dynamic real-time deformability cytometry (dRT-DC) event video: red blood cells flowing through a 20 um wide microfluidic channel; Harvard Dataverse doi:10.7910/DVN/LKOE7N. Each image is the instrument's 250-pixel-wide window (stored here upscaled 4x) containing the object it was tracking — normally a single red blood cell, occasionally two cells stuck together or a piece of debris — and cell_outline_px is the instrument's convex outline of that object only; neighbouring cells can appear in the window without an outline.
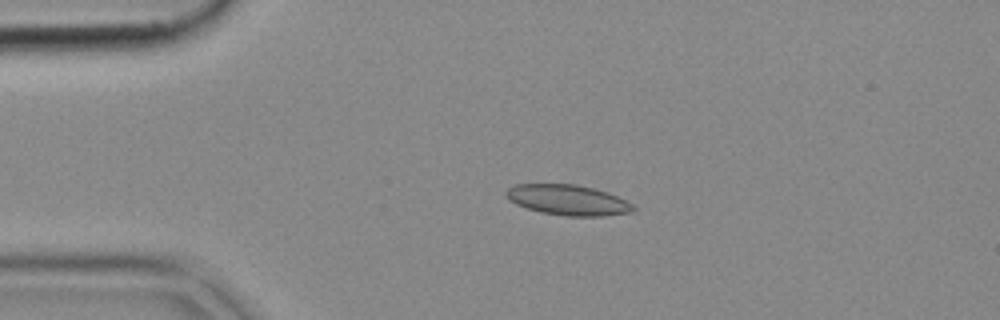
{"species": "common noctule bat (a hibernating species)", "species_latin": "Nyctalus noctula", "temperature_condition": "cold", "stored_images_in_passage": 52, "camera_frame_rate_fps": 3000, "um_per_image_px": 0.085, "animal": {"sex": "female", "body_mass_g": 18.4}, "frame": {"image": 1, "passage_image": 11, "time_ms": 3.333, "image_size_px": [1000, 320], "cell_outline_px": [[636, 208], [632, 212], [604, 216], [564, 216], [540, 212], [516, 204], [508, 200], [504, 192], [508, 188], [516, 184], [576, 184], [608, 192], [632, 204]], "centroid_in_image_um": [48.25, 17.0], "position_along_channel_um": 36.8, "area_um2": 22.54}}
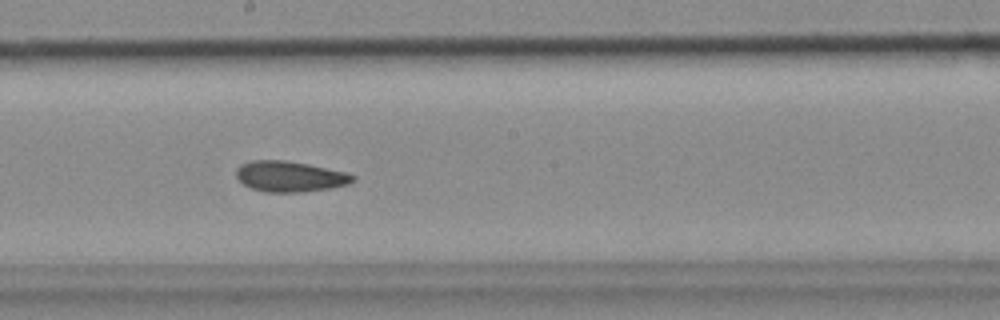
{"frame": {"image": 2, "passage_image": 28, "time_ms": 9.0, "image_size_px": [1000, 320], "cell_outline_px": [[356, 180], [348, 184], [328, 188], [300, 192], [264, 192], [252, 188], [244, 184], [236, 176], [236, 168], [240, 164], [252, 160], [284, 160], [308, 164], [348, 172], [356, 176]], "centroid_in_image_um": [24.65, 14.99], "position_along_channel_um": 223.6, "area_um2": 20.87}}
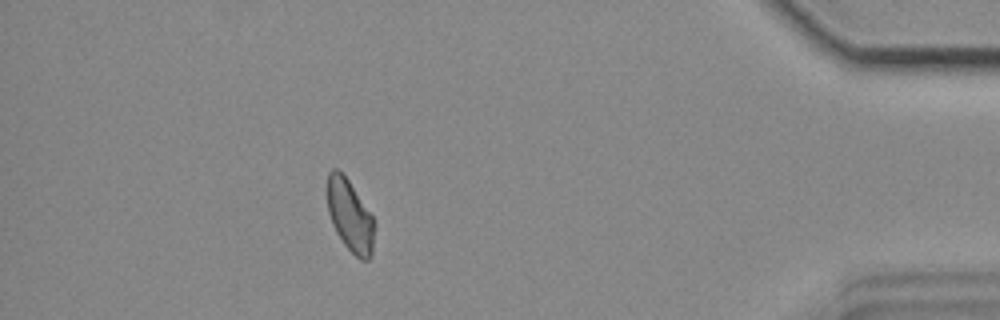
{"frame": {"image": 3, "passage_image": 46, "time_ms": 15.0, "image_size_px": [1000, 320], "cell_outline_px": [[376, 224], [372, 252], [368, 260], [360, 260], [344, 244], [336, 232], [332, 224], [328, 212], [324, 192], [328, 172], [332, 168], [336, 168], [348, 180], [372, 216]], "centroid_in_image_um": [29.7, 18.31], "position_along_channel_um": 405.5, "area_um2": 20.11}}